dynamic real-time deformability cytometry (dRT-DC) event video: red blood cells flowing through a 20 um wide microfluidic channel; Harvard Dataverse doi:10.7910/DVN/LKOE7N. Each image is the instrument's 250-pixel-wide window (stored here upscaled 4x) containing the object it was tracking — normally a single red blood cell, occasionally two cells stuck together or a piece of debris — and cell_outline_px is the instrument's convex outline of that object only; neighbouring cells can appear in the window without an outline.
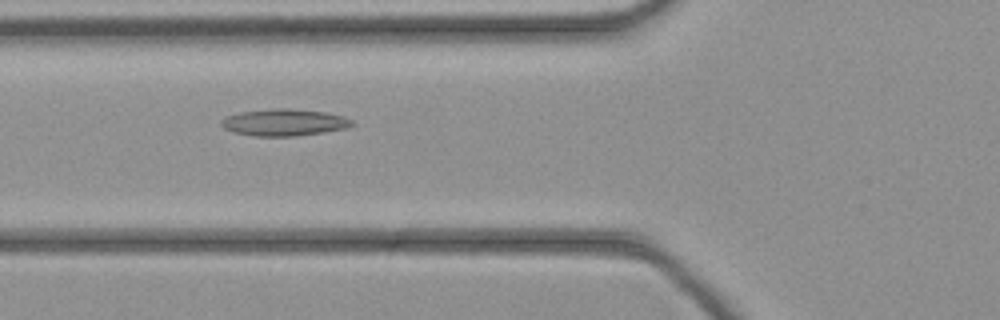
{"species": "common noctule bat (a hibernating species)", "species_latin": "Nyctalus noctula", "temperature_condition": "cold", "stored_images_in_passage": 44, "camera_frame_rate_fps": 3000, "um_per_image_px": 0.085, "animal": {"sex": "female", "body_mass_g": 21.9}, "frame": {"image": 1, "passage_image": 15, "time_ms": 4.667, "image_size_px": [1000, 320], "cell_outline_px": [[356, 124], [348, 128], [324, 132], [296, 136], [256, 136], [232, 132], [224, 128], [220, 124], [220, 120], [228, 116], [240, 112], [272, 108], [288, 108], [324, 112], [344, 116], [352, 120]], "centroid_in_image_um": [24.17, 10.4], "position_along_channel_um": 101.6, "area_um2": 20.58}}
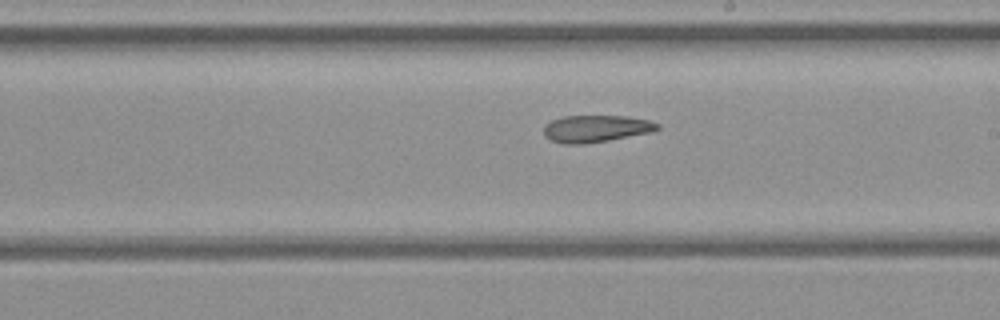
{"frame": {"image": 2, "passage_image": 24, "time_ms": 7.667, "image_size_px": [1000, 320], "cell_outline_px": [[660, 128], [652, 132], [608, 140], [584, 144], [560, 144], [544, 136], [544, 124], [552, 120], [564, 116], [628, 116], [648, 120], [660, 124]], "centroid_in_image_um": [50.64, 10.93], "position_along_channel_um": 238.4, "area_um2": 17.98}}
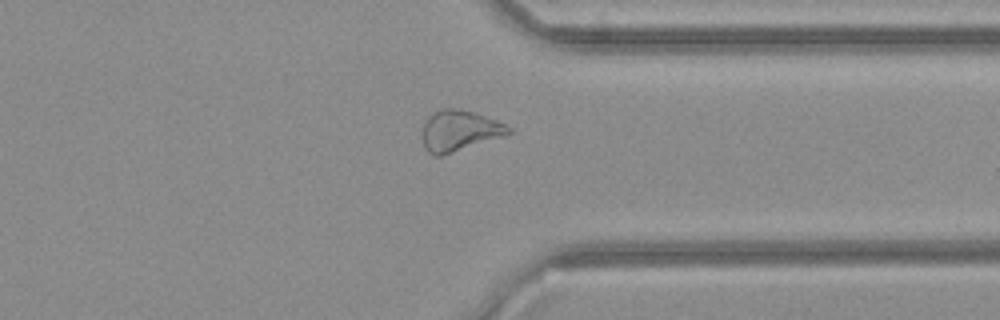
{"frame": {"image": 3, "passage_image": 33, "time_ms": 10.667, "image_size_px": [1000, 320], "cell_outline_px": [[512, 132], [508, 136], [440, 156], [436, 156], [428, 152], [424, 148], [424, 120], [432, 112], [440, 108], [456, 108], [472, 112], [496, 120], [512, 128]], "centroid_in_image_um": [39.08, 11.11], "position_along_channel_um": 372.3, "area_um2": 20.63}}